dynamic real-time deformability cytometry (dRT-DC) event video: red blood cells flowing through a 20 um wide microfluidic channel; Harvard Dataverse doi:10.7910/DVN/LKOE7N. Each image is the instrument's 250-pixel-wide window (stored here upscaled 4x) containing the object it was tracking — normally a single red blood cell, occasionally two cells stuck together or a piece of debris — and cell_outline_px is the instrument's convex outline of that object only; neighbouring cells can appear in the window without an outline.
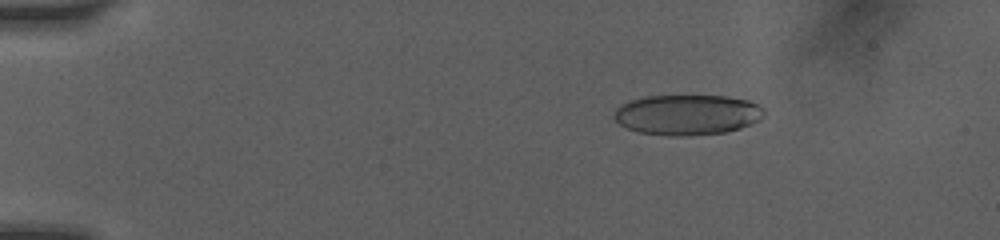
{"species": "human", "species_latin": "Homo sapiens", "temperature_condition": "room temperature", "stored_images_in_passage": 91, "camera_frame_rate_fps": 3000, "um_per_image_px": 0.085, "donor": {"sex": "female"}, "frame": {"image": 1, "passage_image": 15, "time_ms": 2.667, "image_size_px": [1000, 240], "cell_outline_px": [[764, 116], [760, 120], [740, 128], [724, 132], [688, 136], [676, 136], [636, 132], [620, 124], [612, 116], [616, 108], [620, 104], [644, 96], [724, 96], [748, 100], [760, 104], [764, 108]], "centroid_in_image_um": [58.42, 9.75], "position_along_channel_um": 26.6, "area_um2": 35.43}}
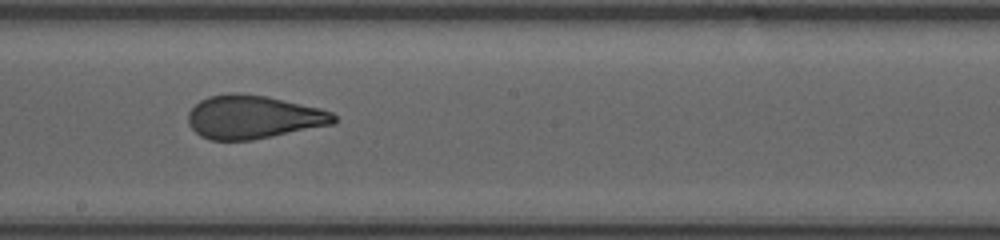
{"frame": {"image": 2, "passage_image": 54, "time_ms": 9.667, "image_size_px": [1000, 240], "cell_outline_px": [[336, 124], [252, 140], [208, 140], [200, 136], [188, 124], [188, 112], [200, 100], [208, 96], [228, 92], [236, 92], [268, 96], [320, 108], [332, 112], [336, 116]], "centroid_in_image_um": [21.53, 9.94], "position_along_channel_um": 226.7, "area_um2": 37.22}}
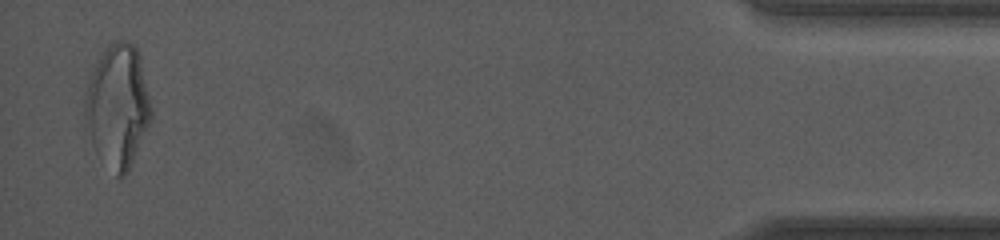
{"frame": {"image": 3, "passage_image": 88, "time_ms": 16.333, "image_size_px": [1000, 240], "cell_outline_px": [[152, 116], [128, 172], [124, 176], [116, 176], [92, 140], [84, 116], [84, 100], [88, 84], [92, 72], [100, 52], [104, 48], [120, 40], [124, 40], [132, 44], [136, 48], [140, 56], [152, 108]], "centroid_in_image_um": [10.02, 8.95], "position_along_channel_um": 425.2, "area_um2": 46.41}, "authors_computed_cell_mechanics": {"area_um2": 36.992, "velocity_mm_per_s": 4.1117, "shape_relaxation_time_tau1_ms": null, "shape_relaxation_time_tau2_ms": 0.9239, "deformation_change_tau1": null, "deformation_change_tau2": 0.0826}}